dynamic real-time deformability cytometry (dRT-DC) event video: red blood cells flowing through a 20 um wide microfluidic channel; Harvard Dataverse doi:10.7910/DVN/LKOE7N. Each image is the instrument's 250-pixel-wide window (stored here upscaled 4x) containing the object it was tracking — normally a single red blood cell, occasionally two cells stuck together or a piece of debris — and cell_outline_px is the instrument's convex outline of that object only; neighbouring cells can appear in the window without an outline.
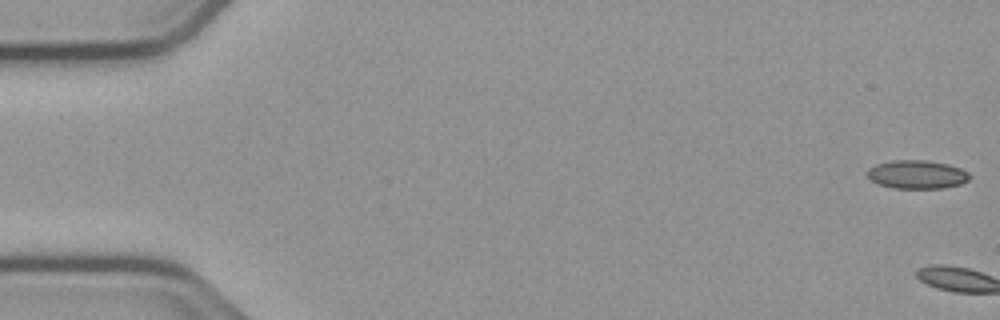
{"species": "common noctule bat (a hibernating species)", "species_latin": "Nyctalus noctula", "temperature_condition": "cold", "stored_images_in_passage": 3, "camera_frame_rate_fps": 3000, "um_per_image_px": 0.085, "animal": {"sex": "male", "body_mass_g": 23.1, "forearm_length_mm": 52.7}, "frame": {"image": 1, "passage_image": 1, "time_ms": 0.0, "image_size_px": [1000, 320], "cell_outline_px": [[972, 176], [968, 180], [960, 184], [944, 188], [892, 188], [876, 184], [868, 176], [868, 168], [876, 164], [892, 160], [924, 160], [948, 164], [960, 168], [968, 172]], "centroid_in_image_um": [77.94, 14.83], "position_along_channel_um": 7.1, "area_um2": 17.05}}